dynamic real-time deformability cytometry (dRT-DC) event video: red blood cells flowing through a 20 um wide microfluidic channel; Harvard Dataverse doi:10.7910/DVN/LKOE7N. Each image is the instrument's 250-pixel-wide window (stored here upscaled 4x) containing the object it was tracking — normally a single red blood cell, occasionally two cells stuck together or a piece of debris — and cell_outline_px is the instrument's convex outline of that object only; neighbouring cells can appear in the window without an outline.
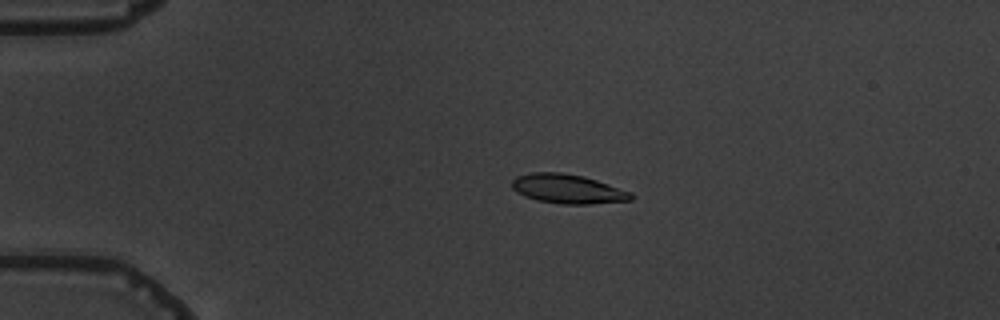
{"species": "common noctule bat (a hibernating species)", "species_latin": "Nyctalus noctula", "temperature_condition": "warm", "stored_images_in_passage": 6, "camera_frame_rate_fps": 3000, "um_per_image_px": 0.085, "animal": {"sex": "male", "body_mass_g": 19.5, "forearm_length_mm": 54.6}, "frame": {"image": 1, "passage_image": 3, "time_ms": 3.333, "image_size_px": [1000, 320], "cell_outline_px": [[636, 196], [632, 200], [592, 204], [560, 204], [536, 200], [524, 196], [516, 192], [512, 188], [512, 180], [516, 176], [528, 172], [560, 172], [584, 176], [632, 192]], "centroid_in_image_um": [48.25, 16.06], "position_along_channel_um": 36.7, "area_um2": 20.58}}
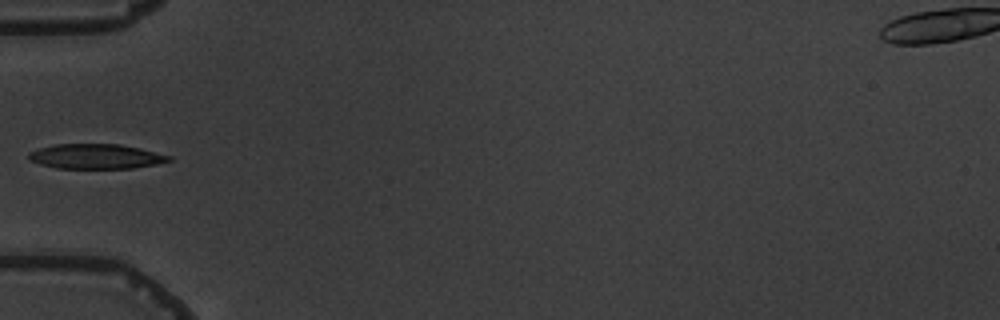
{"frame": {"image": 2, "passage_image": 5, "time_ms": 5.667, "image_size_px": [1000, 320], "cell_outline_px": [[172, 160], [156, 164], [132, 168], [56, 168], [40, 164], [28, 160], [28, 152], [40, 148], [56, 144], [120, 144], [140, 148], [172, 156]], "centroid_in_image_um": [8.14, 13.29], "position_along_channel_um": 76.9, "area_um2": 20.29}}